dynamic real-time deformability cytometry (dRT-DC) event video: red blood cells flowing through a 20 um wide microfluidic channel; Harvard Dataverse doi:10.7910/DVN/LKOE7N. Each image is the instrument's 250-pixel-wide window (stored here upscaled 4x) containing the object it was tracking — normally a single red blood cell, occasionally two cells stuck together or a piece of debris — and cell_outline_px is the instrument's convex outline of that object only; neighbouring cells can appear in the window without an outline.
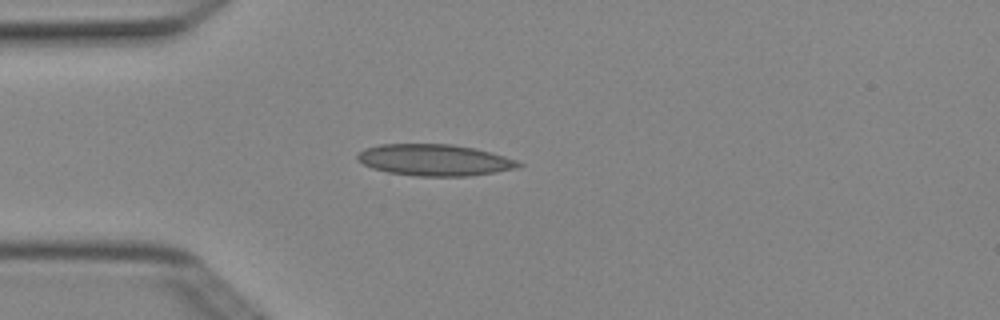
{"species": "Egyptian fruit bat (a non-hibernating species)", "species_latin": "Rousettus aegyptiacus", "temperature_condition": "cold", "stored_images_in_passage": 4, "camera_frame_rate_fps": 3000, "um_per_image_px": 0.085, "animal": {"sex": "female"}, "frame": {"image": 1, "passage_image": 4, "time_ms": 1.0, "image_size_px": [1000, 320], "cell_outline_px": [[524, 164], [520, 168], [496, 172], [468, 176], [420, 176], [388, 172], [372, 168], [356, 160], [356, 156], [364, 148], [380, 144], [452, 144], [476, 148], [504, 156], [516, 160]], "centroid_in_image_um": [36.95, 13.6], "position_along_channel_um": 48.0, "area_um2": 29.65}}